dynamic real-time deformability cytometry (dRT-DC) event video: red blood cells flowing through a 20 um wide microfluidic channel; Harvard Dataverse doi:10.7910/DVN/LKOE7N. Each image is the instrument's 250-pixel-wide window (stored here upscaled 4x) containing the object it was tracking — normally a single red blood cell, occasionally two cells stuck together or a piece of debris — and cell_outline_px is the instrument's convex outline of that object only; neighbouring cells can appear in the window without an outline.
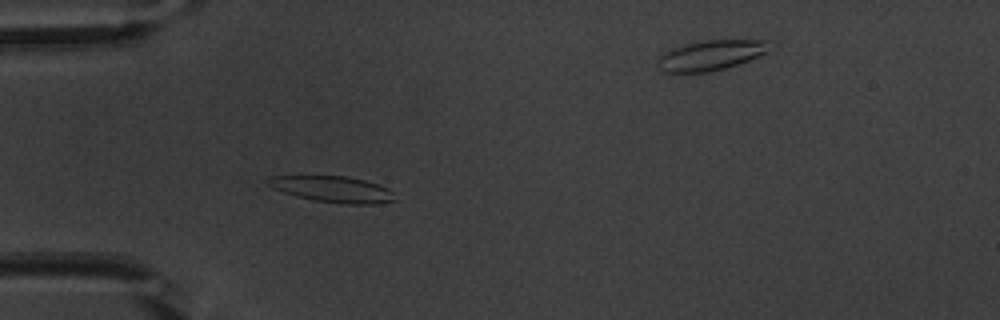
{"species": "common noctule bat (a hibernating species)", "species_latin": "Nyctalus noctula", "temperature_condition": "warm", "stored_images_in_passage": 45, "camera_frame_rate_fps": 3000, "um_per_image_px": 0.085, "animal": {"sex": "male", "body_mass_g": 20.1, "forearm_length_mm": 53.5}, "frame": {"image": 1, "passage_image": 7, "time_ms": 2.0, "image_size_px": [1000, 320], "cell_outline_px": [[396, 200], [376, 204], [348, 204], [316, 200], [296, 196], [272, 188], [264, 180], [268, 176], [348, 176], [364, 180], [388, 188], [392, 192]], "centroid_in_image_um": [28.25, 16.07], "position_along_channel_um": 56.7, "area_um2": 19.19}}
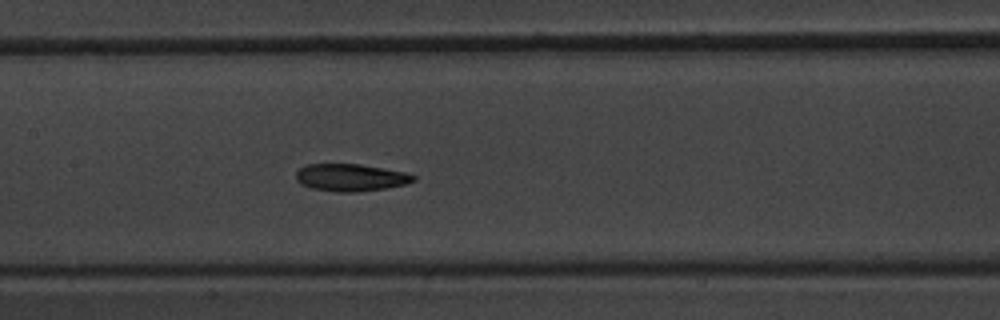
{"frame": {"image": 2, "passage_image": 17, "time_ms": 5.333, "image_size_px": [1000, 320], "cell_outline_px": [[416, 180], [404, 184], [388, 188], [356, 192], [336, 192], [312, 188], [300, 184], [296, 180], [296, 172], [304, 164], [360, 164], [384, 168], [404, 172], [416, 176]], "centroid_in_image_um": [29.79, 15.09], "position_along_channel_um": 177.6, "area_um2": 18.79}}
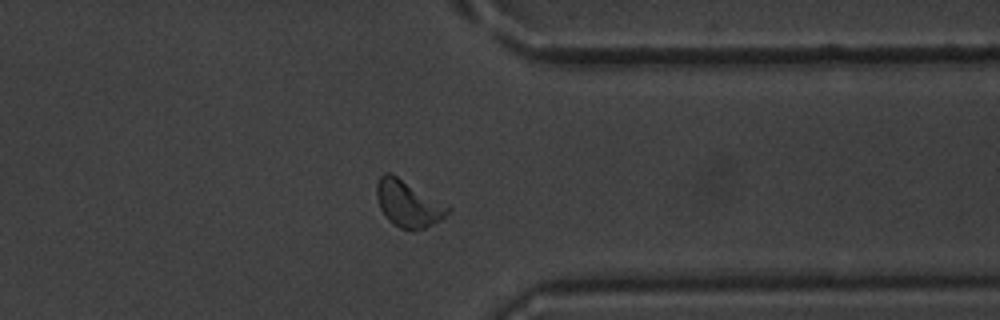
{"frame": {"image": 3, "passage_image": 33, "time_ms": 10.667, "image_size_px": [1000, 320], "cell_outline_px": [[452, 208], [440, 220], [424, 228], [400, 228], [388, 220], [384, 216], [380, 208], [376, 196], [376, 184], [380, 176], [384, 172], [388, 172], [396, 176], [448, 204]], "centroid_in_image_um": [34.68, 17.29], "position_along_channel_um": 376.7, "area_um2": 19.07}, "authors_computed_cell_mechanics": {"area_um2": 18.9006, "velocity_mm_per_s": 3.8043, "shape_relaxation_time_tau1_ms": 4.6391, "shape_relaxation_time_tau2_ms": 2.2814, "deformation_change_tau1": 0.1543, "deformation_change_tau2": 0.0759}}